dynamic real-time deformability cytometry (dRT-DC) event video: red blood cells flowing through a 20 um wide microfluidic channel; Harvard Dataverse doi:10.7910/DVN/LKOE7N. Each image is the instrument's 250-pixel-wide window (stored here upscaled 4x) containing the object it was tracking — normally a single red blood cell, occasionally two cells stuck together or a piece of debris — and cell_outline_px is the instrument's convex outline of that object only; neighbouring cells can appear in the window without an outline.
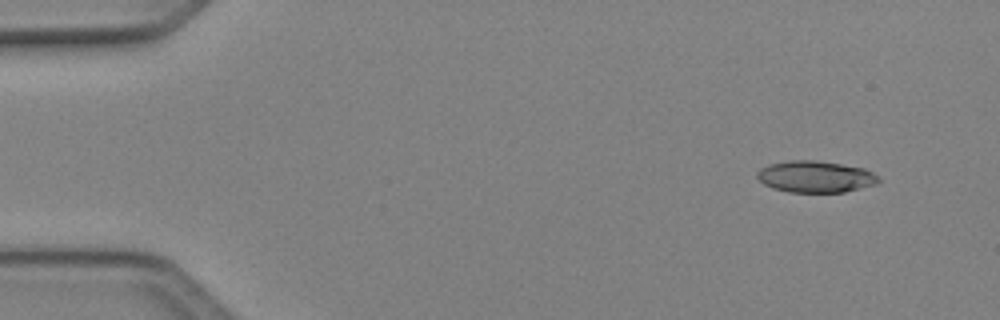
{"species": "Egyptian fruit bat (a non-hibernating species)", "species_latin": "Rousettus aegyptiacus", "temperature_condition": "cold", "stored_images_in_passage": 46, "camera_frame_rate_fps": 3000, "um_per_image_px": 0.085, "animal": {"sex": "female"}, "frame": {"image": 1, "passage_image": 1, "time_ms": 0.0, "image_size_px": [1000, 320], "cell_outline_px": [[880, 180], [876, 184], [844, 192], [788, 192], [772, 188], [764, 184], [756, 176], [756, 172], [760, 168], [768, 164], [788, 160], [816, 160], [864, 168], [880, 176]], "centroid_in_image_um": [69.29, 15.01], "position_along_channel_um": 15.7, "area_um2": 22.48}}
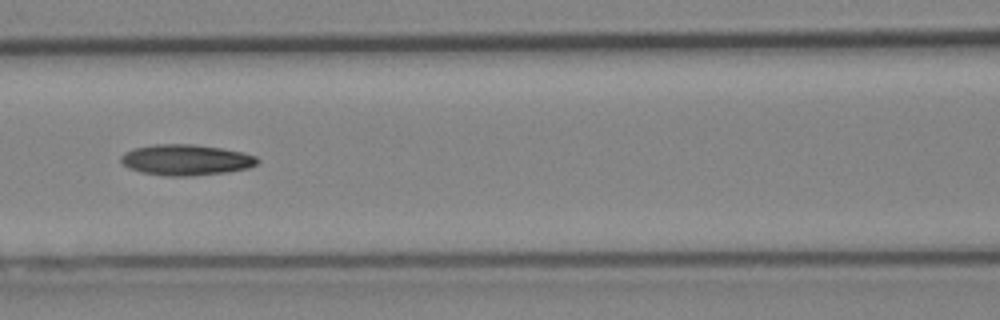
{"frame": {"image": 2, "passage_image": 19, "time_ms": 6.0, "image_size_px": [1000, 320], "cell_outline_px": [[260, 160], [256, 164], [248, 168], [228, 172], [192, 176], [164, 176], [140, 172], [128, 168], [120, 160], [120, 156], [124, 152], [136, 148], [156, 144], [192, 144], [224, 148], [244, 152], [256, 156]], "centroid_in_image_um": [15.83, 13.59], "position_along_channel_um": 150.8, "area_um2": 24.74}}
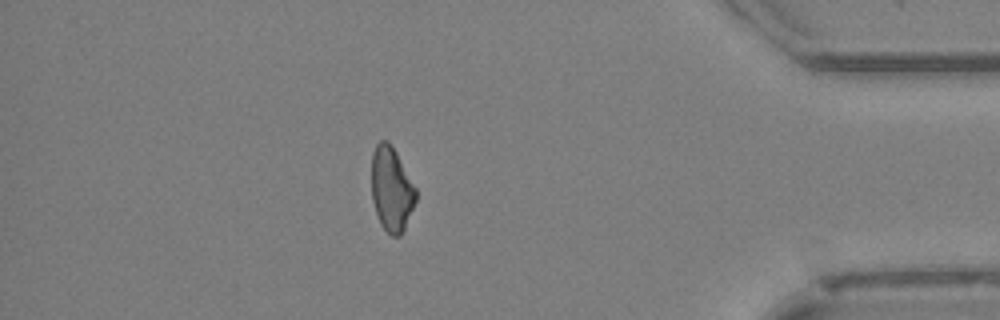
{"frame": {"image": 3, "passage_image": 40, "time_ms": 13.0, "image_size_px": [1000, 320], "cell_outline_px": [[416, 200], [404, 228], [400, 236], [392, 236], [380, 224], [372, 200], [372, 152], [376, 144], [380, 140], [388, 140], [396, 152], [416, 188]], "centroid_in_image_um": [33.26, 16.05], "position_along_channel_um": 401.9, "area_um2": 21.62}, "authors_computed_cell_mechanics": {"area_um2": 23.0044, "velocity_mm_per_s": 4.1359, "shape_relaxation_time_tau1_ms": 8.3142, "shape_relaxation_time_tau2_ms": null, "deformation_change_tau1": 0.18, "deformation_change_tau2": null}}